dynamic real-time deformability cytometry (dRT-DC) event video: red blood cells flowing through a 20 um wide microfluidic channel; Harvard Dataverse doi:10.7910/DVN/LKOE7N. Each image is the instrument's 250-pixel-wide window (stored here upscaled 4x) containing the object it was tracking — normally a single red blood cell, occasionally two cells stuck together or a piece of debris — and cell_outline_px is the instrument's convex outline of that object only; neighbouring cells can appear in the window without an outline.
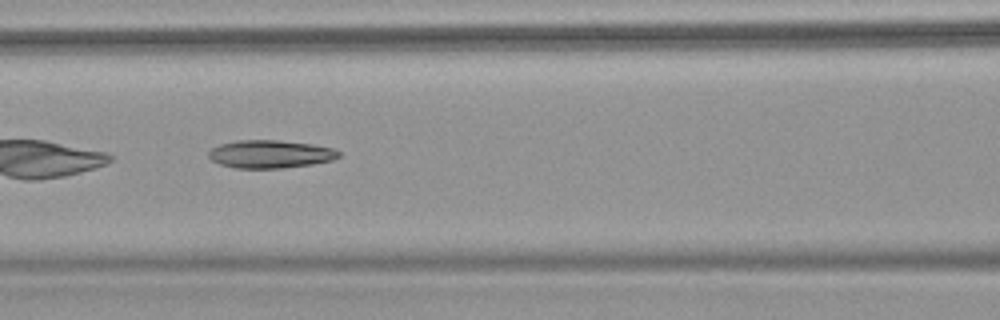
{"species": "common noctule bat (a hibernating species)", "species_latin": "Nyctalus noctula", "temperature_condition": "warm", "stored_images_in_passage": 10, "camera_frame_rate_fps": 3000, "um_per_image_px": 0.085, "animal": {"sex": "female", "body_mass_g": 18.4}, "frame": {"image": 1, "passage_image": 9, "time_ms": 2.667, "image_size_px": [1000, 320], "cell_outline_px": [[340, 156], [332, 160], [312, 164], [280, 168], [236, 168], [220, 164], [212, 160], [208, 156], [208, 152], [212, 148], [220, 144], [236, 140], [276, 140], [312, 144], [332, 148], [340, 152]], "centroid_in_image_um": [22.95, 13.09], "position_along_channel_um": 143.6, "area_um2": 21.1}}